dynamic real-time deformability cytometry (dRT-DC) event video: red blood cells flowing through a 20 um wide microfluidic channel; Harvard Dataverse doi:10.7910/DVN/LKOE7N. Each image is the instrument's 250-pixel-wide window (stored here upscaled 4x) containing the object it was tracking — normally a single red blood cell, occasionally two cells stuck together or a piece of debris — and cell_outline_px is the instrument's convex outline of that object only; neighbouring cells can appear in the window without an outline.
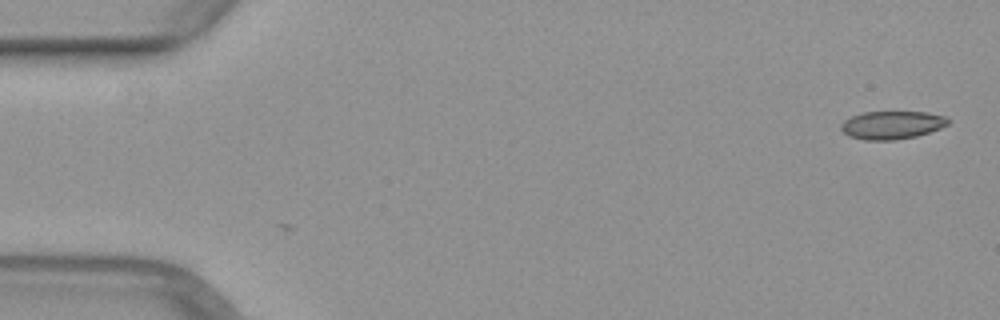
{"species": "common noctule bat (a hibernating species)", "species_latin": "Nyctalus noctula", "temperature_condition": "warm", "stored_images_in_passage": 2, "camera_frame_rate_fps": 3000, "um_per_image_px": 0.085, "animal": {"sex": "female", "body_mass_g": 29.2, "forearm_length_mm": 56.3}, "frame": {"image": 1, "passage_image": 2, "time_ms": 0.333, "image_size_px": [1000, 320], "cell_outline_px": [[948, 124], [940, 128], [916, 136], [896, 140], [864, 140], [848, 136], [840, 128], [840, 124], [844, 120], [852, 116], [864, 112], [928, 112], [948, 116]], "centroid_in_image_um": [75.81, 10.62], "position_along_channel_um": 9.2, "area_um2": 17.57}}